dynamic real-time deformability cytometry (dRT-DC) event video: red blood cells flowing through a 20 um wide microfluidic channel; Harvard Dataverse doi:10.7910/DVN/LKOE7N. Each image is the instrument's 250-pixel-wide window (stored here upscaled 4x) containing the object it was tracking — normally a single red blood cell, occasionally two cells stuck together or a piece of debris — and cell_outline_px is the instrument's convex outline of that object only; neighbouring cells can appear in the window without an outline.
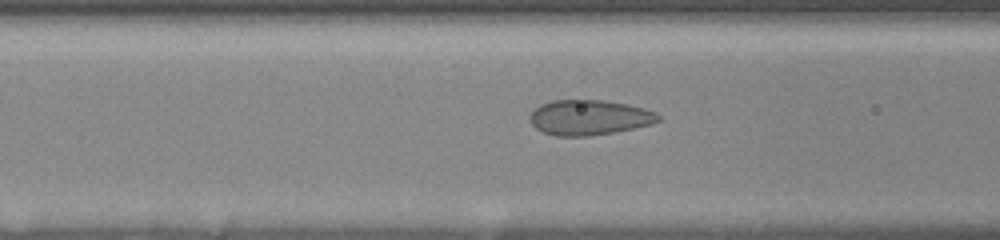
{"species": "human", "species_latin": "Homo sapiens", "temperature_condition": "room temperature", "stored_images_in_passage": 35, "camera_frame_rate_fps": 3000, "um_per_image_px": 0.085, "donor": {"sex": "female"}, "frame": {"image": 1, "passage_image": 13, "time_ms": 5.667, "image_size_px": [1000, 240], "cell_outline_px": [[660, 120], [652, 124], [612, 132], [588, 136], [556, 136], [544, 132], [536, 128], [532, 124], [528, 116], [540, 104], [552, 100], [604, 100], [628, 104], [644, 108], [656, 112], [660, 116]], "centroid_in_image_um": [50.08, 9.97], "position_along_channel_um": 116.5, "area_um2": 26.24}}
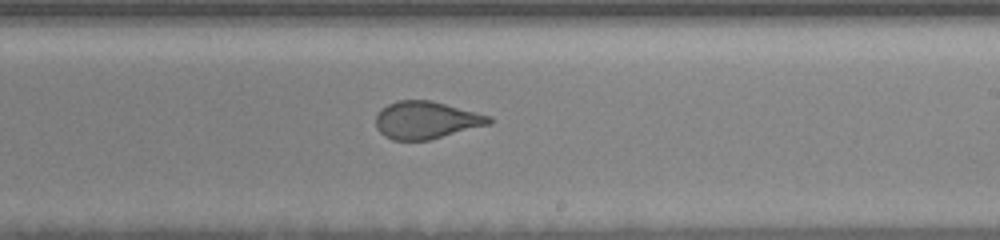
{"frame": {"image": 2, "passage_image": 21, "time_ms": 9.333, "image_size_px": [1000, 240], "cell_outline_px": [[492, 124], [428, 140], [392, 140], [384, 136], [376, 128], [376, 112], [380, 108], [396, 100], [432, 100], [492, 116]], "centroid_in_image_um": [36.22, 10.2], "position_along_channel_um": 252.8, "area_um2": 25.03}}
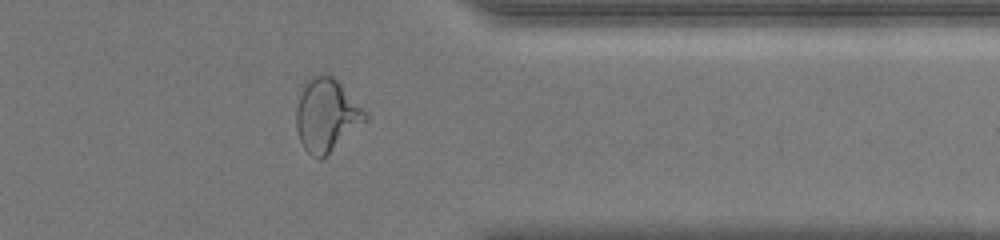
{"frame": {"image": 3, "passage_image": 31, "time_ms": 13.0, "image_size_px": [1000, 240], "cell_outline_px": [[368, 120], [320, 160], [312, 156], [304, 148], [300, 140], [296, 128], [296, 108], [304, 80], [320, 72], [324, 72], [332, 76], [368, 112]], "centroid_in_image_um": [27.75, 9.75], "position_along_channel_um": 383.7, "area_um2": 29.48}}